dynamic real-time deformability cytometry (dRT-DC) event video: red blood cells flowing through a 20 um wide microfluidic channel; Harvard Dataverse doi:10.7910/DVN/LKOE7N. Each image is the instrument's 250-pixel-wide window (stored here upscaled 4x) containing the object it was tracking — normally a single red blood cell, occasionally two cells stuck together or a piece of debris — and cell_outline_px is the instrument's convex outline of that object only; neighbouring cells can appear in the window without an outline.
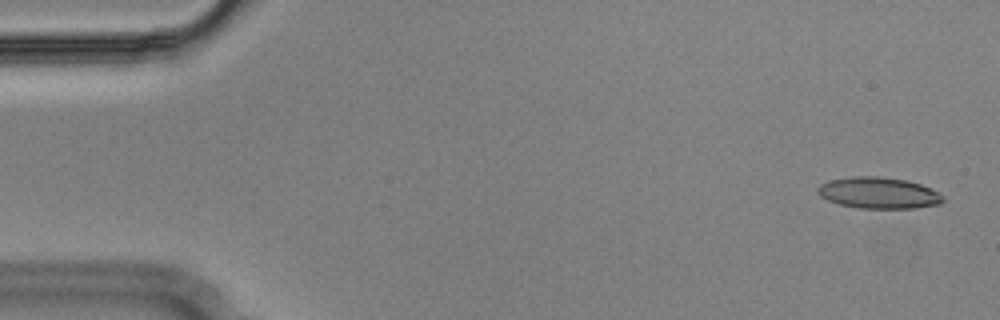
{"species": "Egyptian fruit bat (a non-hibernating species)", "species_latin": "Rousettus aegyptiacus", "temperature_condition": "cold", "stored_images_in_passage": 54, "camera_frame_rate_fps": 3000, "um_per_image_px": 0.085, "animal": {"sex": "male"}, "frame": {"image": 1, "passage_image": 2, "time_ms": 0.333, "image_size_px": [1000, 320], "cell_outline_px": [[944, 200], [940, 204], [912, 208], [860, 208], [840, 204], [828, 200], [820, 196], [816, 192], [816, 188], [820, 184], [828, 180], [852, 176], [876, 176], [908, 180], [920, 184], [944, 196]], "centroid_in_image_um": [74.64, 16.39], "position_along_channel_um": 10.4, "area_um2": 22.83}}
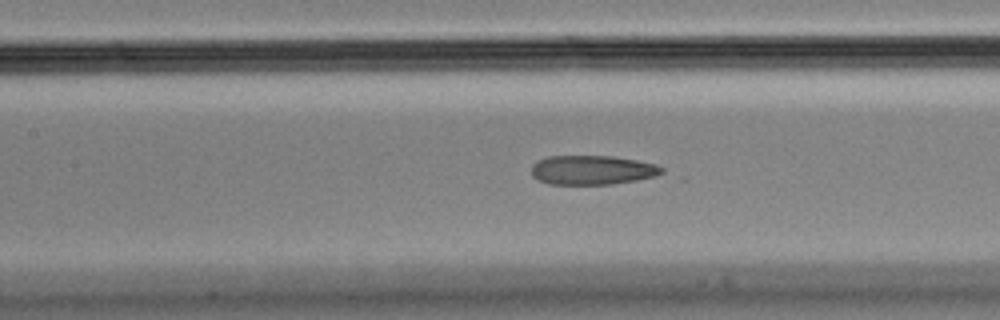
{"frame": {"image": 2, "passage_image": 24, "time_ms": 7.667, "image_size_px": [1000, 320], "cell_outline_px": [[664, 172], [656, 176], [636, 180], [612, 184], [548, 184], [532, 176], [532, 164], [548, 156], [612, 156], [636, 160], [656, 164], [664, 168]], "centroid_in_image_um": [50.36, 14.45], "position_along_channel_um": 157.0, "area_um2": 22.2}}
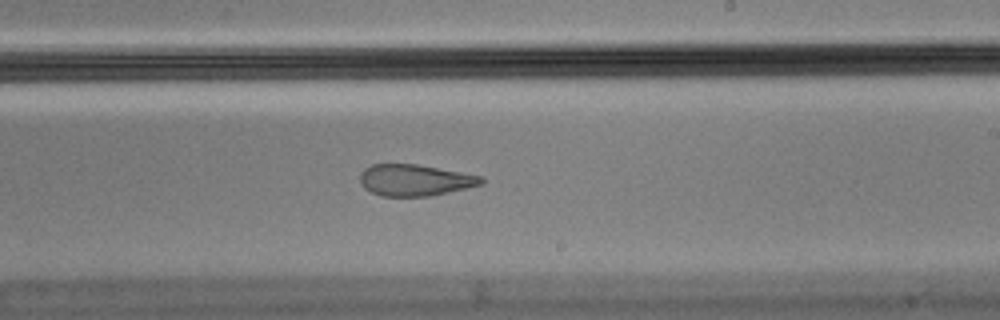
{"frame": {"image": 3, "passage_image": 32, "time_ms": 10.333, "image_size_px": [1000, 320], "cell_outline_px": [[484, 184], [428, 196], [380, 196], [364, 188], [360, 180], [360, 172], [364, 168], [372, 164], [416, 164], [484, 176]], "centroid_in_image_um": [35.26, 15.3], "position_along_channel_um": 253.7, "area_um2": 22.2}, "authors_computed_cell_mechanics": {"area_um2": 24.1604, "velocity_mm_per_s": 3.6328, "shape_relaxation_time_tau1_ms": null, "shape_relaxation_time_tau2_ms": 2.2489, "deformation_change_tau1": null, "deformation_change_tau2": 0.108}}